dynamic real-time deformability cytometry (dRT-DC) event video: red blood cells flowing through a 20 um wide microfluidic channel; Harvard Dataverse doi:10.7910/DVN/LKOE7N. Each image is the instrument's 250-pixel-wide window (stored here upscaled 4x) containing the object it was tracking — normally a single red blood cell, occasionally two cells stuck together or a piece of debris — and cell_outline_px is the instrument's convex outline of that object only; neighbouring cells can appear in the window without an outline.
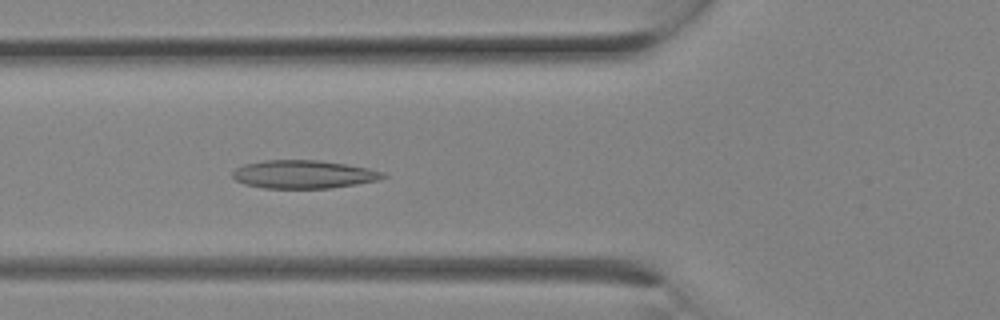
{"species": "Egyptian fruit bat (a non-hibernating species)", "species_latin": "Rousettus aegyptiacus", "temperature_condition": "room temperature", "stored_images_in_passage": 9, "camera_frame_rate_fps": 3000, "um_per_image_px": 0.085, "animal": {"sex": "female"}, "frame": {"image": 1, "passage_image": 9, "time_ms": 2.667, "image_size_px": [1000, 320], "cell_outline_px": [[388, 176], [380, 180], [356, 184], [328, 188], [264, 188], [244, 184], [236, 180], [232, 176], [232, 172], [236, 168], [244, 164], [264, 160], [320, 160], [368, 168], [384, 172]], "centroid_in_image_um": [25.81, 14.81], "position_along_channel_um": 100.0, "area_um2": 24.74}}